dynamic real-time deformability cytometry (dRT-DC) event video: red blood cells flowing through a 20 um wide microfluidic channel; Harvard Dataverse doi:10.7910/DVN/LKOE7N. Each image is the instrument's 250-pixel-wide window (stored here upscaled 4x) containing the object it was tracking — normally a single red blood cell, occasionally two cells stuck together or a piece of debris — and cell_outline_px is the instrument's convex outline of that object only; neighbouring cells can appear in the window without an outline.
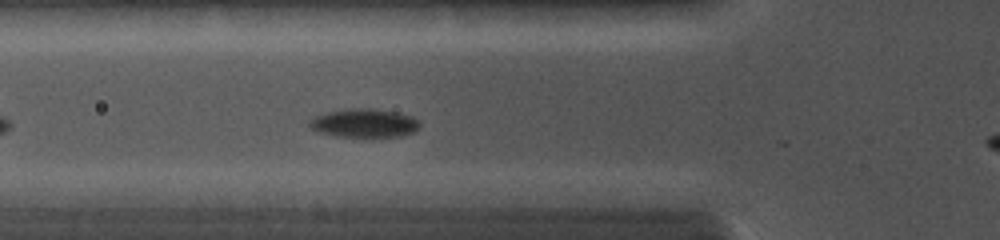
{"species": "common noctule bat (a hibernating species)", "species_latin": "Nyctalus noctula", "temperature_condition": "cold", "stored_images_in_passage": 3, "camera_frame_rate_fps": 5000, "um_per_image_px": 0.085, "animal": {"sex": "female", "body_mass_g": 19.0, "forearm_length_mm": 56.7}, "frame": {"image": 1, "passage_image": 3, "time_ms": 1.8, "image_size_px": [1000, 240], "cell_outline_px": [[420, 124], [412, 132], [400, 136], [340, 136], [320, 132], [312, 128], [308, 124], [308, 120], [316, 116], [328, 112], [344, 108], [372, 108], [396, 112], [412, 116], [420, 120]], "centroid_in_image_um": [30.96, 10.44], "position_along_channel_um": 94.8, "area_um2": 18.15}}